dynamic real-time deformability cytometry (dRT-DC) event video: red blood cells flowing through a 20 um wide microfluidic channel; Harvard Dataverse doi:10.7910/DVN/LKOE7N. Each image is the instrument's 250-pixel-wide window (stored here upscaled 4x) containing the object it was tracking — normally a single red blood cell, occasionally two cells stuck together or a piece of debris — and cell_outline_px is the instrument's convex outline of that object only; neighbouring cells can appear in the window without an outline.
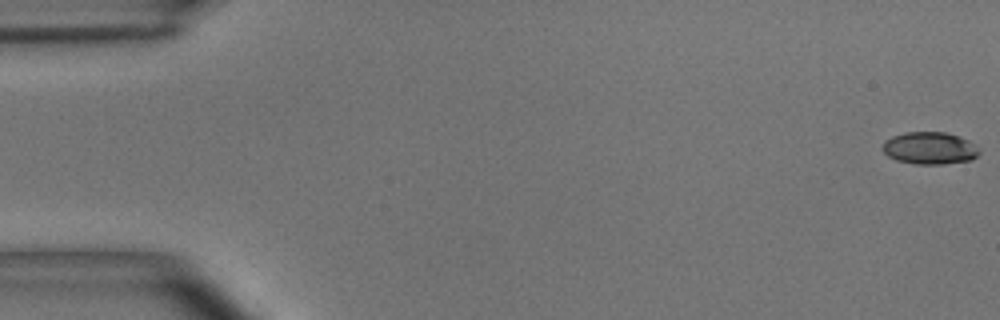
{"species": "common noctule bat (a hibernating species)", "species_latin": "Nyctalus noctula", "temperature_condition": "room temperature", "stored_images_in_passage": 23, "camera_frame_rate_fps": 3000, "um_per_image_px": 0.085, "animal": {"sex": "male", "body_mass_g": 15.6}, "frame": {"image": 1, "passage_image": 1, "time_ms": 0.0, "image_size_px": [1000, 320], "cell_outline_px": [[980, 152], [972, 160], [944, 164], [916, 164], [896, 160], [888, 156], [880, 148], [884, 140], [892, 136], [904, 132], [944, 132], [960, 136], [968, 140]], "centroid_in_image_um": [78.98, 12.59], "position_along_channel_um": 6.0, "area_um2": 18.26}}
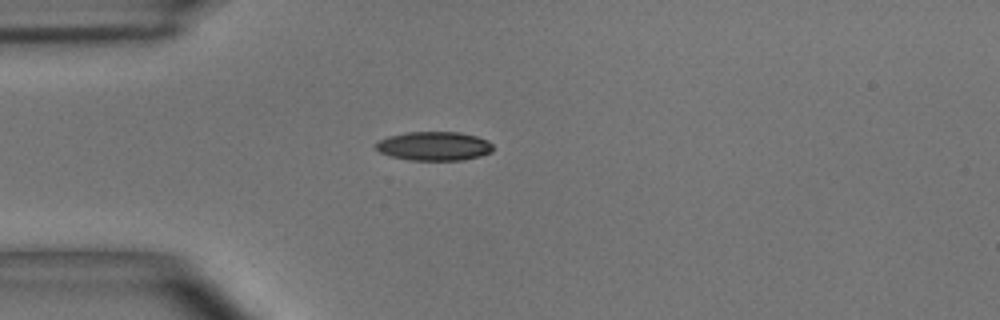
{"frame": {"image": 2, "passage_image": 15, "time_ms": 4.667, "image_size_px": [1000, 320], "cell_outline_px": [[492, 152], [480, 156], [464, 160], [408, 160], [392, 156], [380, 152], [372, 144], [376, 140], [388, 136], [408, 132], [460, 132], [476, 136], [488, 140], [492, 144]], "centroid_in_image_um": [36.87, 12.41], "position_along_channel_um": 48.1, "area_um2": 19.94}}
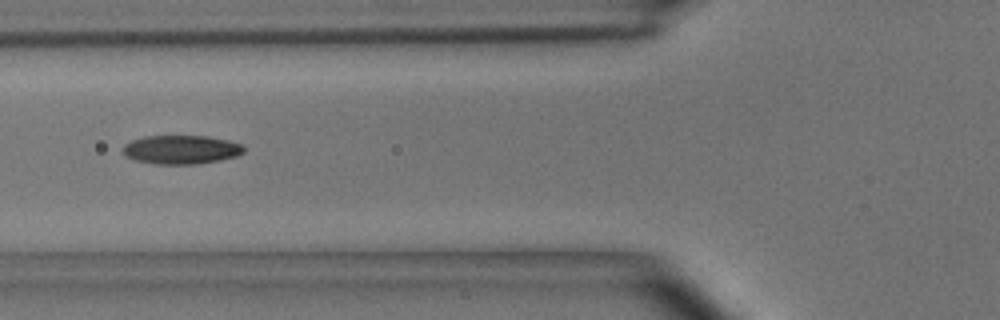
{"frame": {"image": 3, "passage_image": 21, "time_ms": 6.667, "image_size_px": [1000, 320], "cell_outline_px": [[244, 152], [236, 156], [220, 160], [196, 164], [156, 164], [136, 160], [124, 156], [124, 144], [132, 140], [144, 136], [208, 136], [228, 140], [240, 144], [244, 148]], "centroid_in_image_um": [15.39, 12.71], "position_along_channel_um": 110.4, "area_um2": 20.23}}